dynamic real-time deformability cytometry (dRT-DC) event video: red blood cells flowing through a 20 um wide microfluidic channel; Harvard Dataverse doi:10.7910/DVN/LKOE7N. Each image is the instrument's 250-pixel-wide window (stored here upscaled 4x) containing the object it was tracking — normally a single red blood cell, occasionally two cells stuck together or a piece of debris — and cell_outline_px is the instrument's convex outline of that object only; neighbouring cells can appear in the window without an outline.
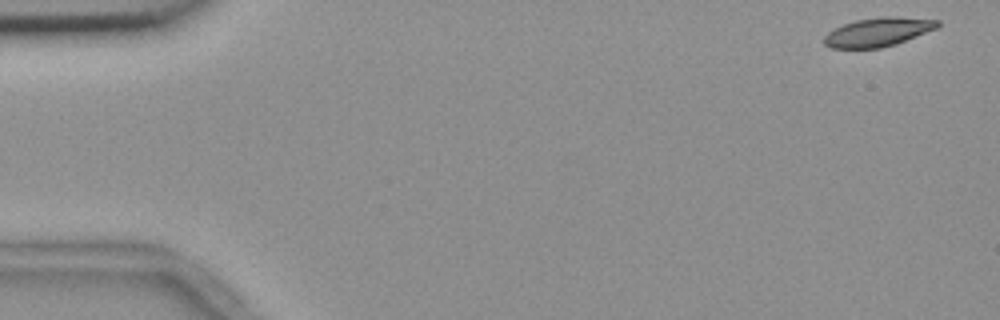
{"species": "common noctule bat (a hibernating species)", "species_latin": "Nyctalus noctula", "temperature_condition": "room temperature", "stored_images_in_passage": 55, "segment_of_instrument_passage": [1, 2], "camera_frame_rate_fps": 3000, "um_per_image_px": 0.085, "animal": {"sex": "female", "body_mass_g": 18.4}, "frame": {"image": 1, "passage_image": 1, "time_ms": 0.0, "image_size_px": [1000, 320], "cell_outline_px": [[940, 24], [936, 28], [896, 44], [880, 48], [832, 48], [824, 44], [824, 36], [832, 28], [856, 20], [884, 16], [896, 16], [940, 20]], "centroid_in_image_um": [74.61, 2.71], "position_along_channel_um": 10.4, "area_um2": 19.02}}
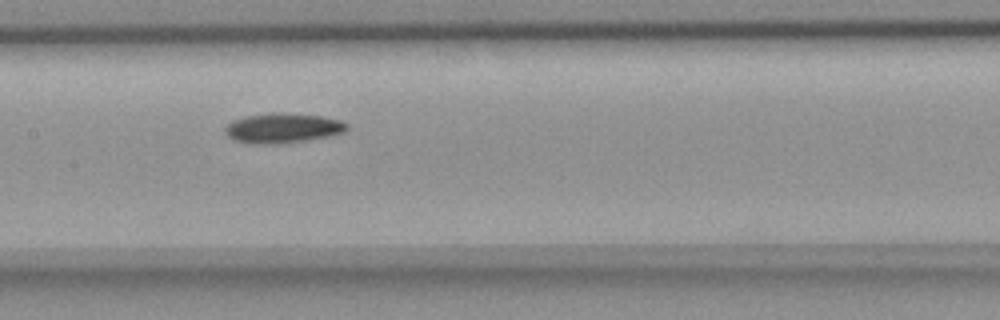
{"frame": {"image": 2, "passage_image": 26, "time_ms": 8.333, "image_size_px": [1000, 320], "cell_outline_px": [[348, 128], [344, 132], [328, 136], [280, 144], [248, 144], [232, 140], [224, 132], [224, 128], [232, 120], [248, 116], [272, 112], [320, 116], [340, 120], [348, 124]], "centroid_in_image_um": [23.98, 10.9], "position_along_channel_um": 183.4, "area_um2": 21.15}}
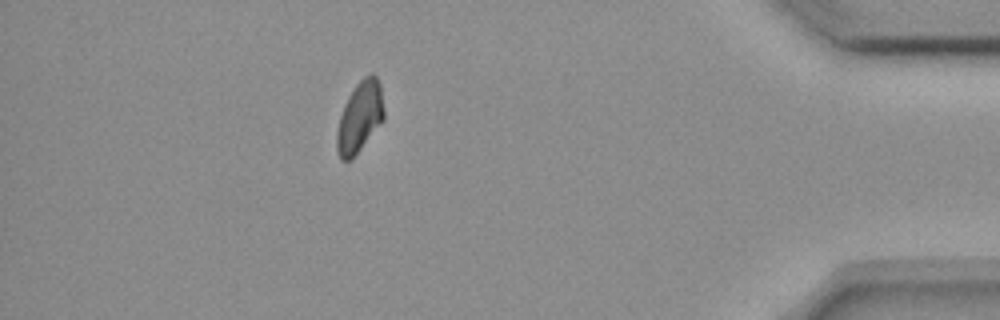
{"frame": {"image": 3, "passage_image": 48, "time_ms": 15.667, "image_size_px": [1000, 320], "cell_outline_px": [[384, 120], [352, 160], [340, 160], [336, 148], [336, 132], [340, 116], [344, 104], [348, 96], [356, 84], [368, 72], [372, 72], [376, 76], [380, 84], [384, 108]], "centroid_in_image_um": [30.58, 9.94], "position_along_channel_um": 404.6, "area_um2": 19.77}}